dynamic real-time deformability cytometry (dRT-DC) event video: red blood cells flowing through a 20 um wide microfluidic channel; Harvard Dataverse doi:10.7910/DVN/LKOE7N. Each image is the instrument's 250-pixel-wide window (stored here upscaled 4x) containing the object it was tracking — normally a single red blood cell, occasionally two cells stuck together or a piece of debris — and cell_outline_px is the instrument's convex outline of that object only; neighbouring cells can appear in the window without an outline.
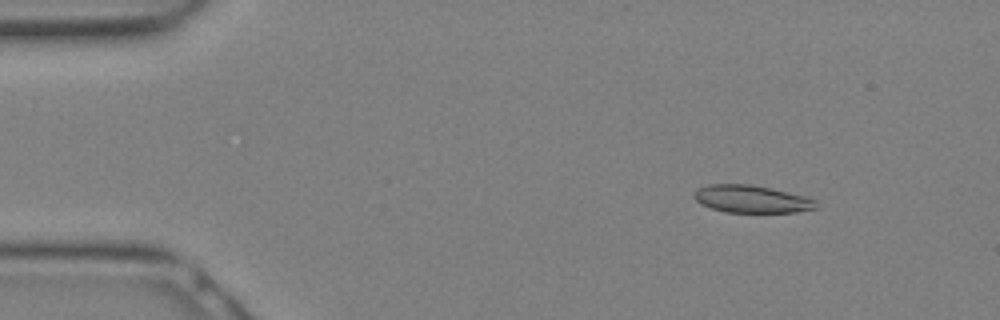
{"species": "Egyptian fruit bat (a non-hibernating species)", "species_latin": "Rousettus aegyptiacus", "temperature_condition": "warm", "stored_images_in_passage": 10, "camera_frame_rate_fps": 3000, "um_per_image_px": 0.085, "animal": {"sex": "female"}, "frame": {"image": 1, "passage_image": 3, "time_ms": 0.667, "image_size_px": [1000, 320], "cell_outline_px": [[816, 208], [796, 212], [724, 212], [700, 204], [692, 196], [696, 188], [708, 184], [748, 184], [768, 188], [804, 196], [816, 200]], "centroid_in_image_um": [63.81, 16.92], "position_along_channel_um": 21.2, "area_um2": 19.42}}
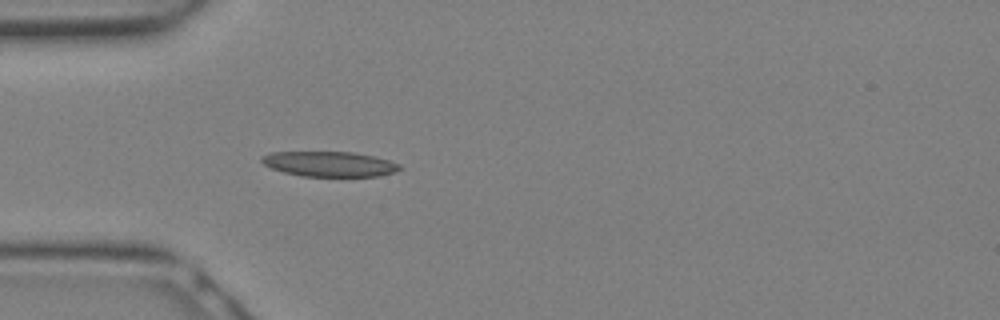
{"frame": {"image": 2, "passage_image": 8, "time_ms": 2.333, "image_size_px": [1000, 320], "cell_outline_px": [[400, 168], [392, 172], [380, 176], [304, 176], [284, 172], [272, 168], [264, 164], [260, 160], [260, 156], [272, 152], [352, 152], [372, 156], [388, 160], [400, 164]], "centroid_in_image_um": [27.96, 13.93], "position_along_channel_um": 57.0, "area_um2": 19.94}}
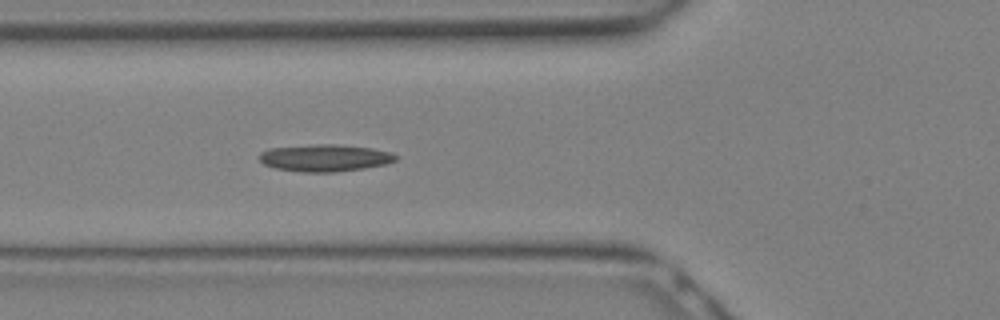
{"frame": {"image": 3, "passage_image": 10, "time_ms": 3.0, "image_size_px": [1000, 320], "cell_outline_px": [[396, 160], [384, 164], [364, 168], [332, 172], [300, 172], [276, 168], [264, 164], [260, 160], [260, 152], [268, 148], [316, 144], [332, 144], [372, 148], [392, 152], [396, 156]], "centroid_in_image_um": [27.59, 13.41], "position_along_channel_um": 98.2, "area_um2": 21.39}}